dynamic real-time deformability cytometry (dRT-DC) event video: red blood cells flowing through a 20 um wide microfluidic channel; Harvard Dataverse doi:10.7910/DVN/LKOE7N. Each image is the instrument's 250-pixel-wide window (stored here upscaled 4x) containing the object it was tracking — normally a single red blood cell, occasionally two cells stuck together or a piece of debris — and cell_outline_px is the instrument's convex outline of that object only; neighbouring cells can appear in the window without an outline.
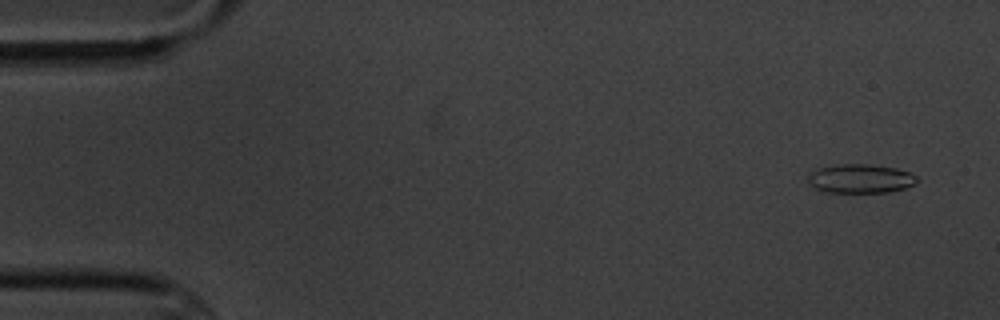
{"species": "common noctule bat (a hibernating species)", "species_latin": "Nyctalus noctula", "temperature_condition": "cold", "stored_images_in_passage": 7, "camera_frame_rate_fps": 3000, "um_per_image_px": 0.085, "animal": {"sex": "male", "body_mass_g": 20.1, "forearm_length_mm": 53.5}, "frame": {"image": 1, "passage_image": 1, "time_ms": 0.0, "image_size_px": [1000, 320], "cell_outline_px": [[916, 184], [904, 188], [888, 192], [824, 192], [808, 184], [808, 172], [816, 168], [840, 164], [868, 164], [896, 168], [908, 172], [916, 176]], "centroid_in_image_um": [73.08, 15.18], "position_along_channel_um": 11.9, "area_um2": 18.44}}
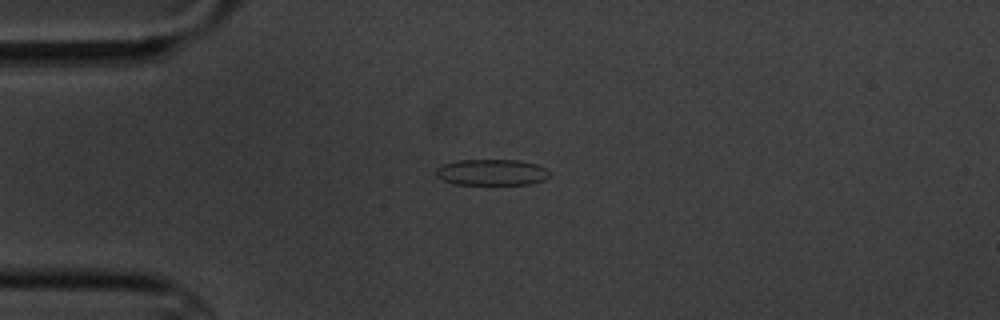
{"frame": {"image": 2, "passage_image": 4, "time_ms": 3.667, "image_size_px": [1000, 320], "cell_outline_px": [[552, 172], [544, 180], [528, 184], [452, 184], [436, 176], [436, 168], [444, 164], [460, 160], [520, 160], [536, 164], [548, 168]], "centroid_in_image_um": [41.83, 14.64], "position_along_channel_um": 43.2, "area_um2": 17.34}}
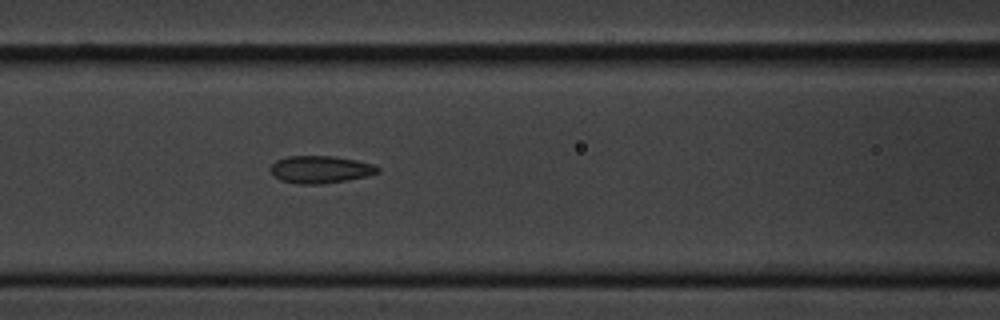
{"frame": {"image": 3, "passage_image": 7, "time_ms": 7.0, "image_size_px": [1000, 320], "cell_outline_px": [[380, 172], [368, 176], [320, 184], [296, 184], [280, 180], [272, 172], [272, 164], [276, 160], [288, 156], [332, 156], [356, 160], [372, 164], [380, 168]], "centroid_in_image_um": [27.25, 14.4], "position_along_channel_um": 139.4, "area_um2": 16.94}}